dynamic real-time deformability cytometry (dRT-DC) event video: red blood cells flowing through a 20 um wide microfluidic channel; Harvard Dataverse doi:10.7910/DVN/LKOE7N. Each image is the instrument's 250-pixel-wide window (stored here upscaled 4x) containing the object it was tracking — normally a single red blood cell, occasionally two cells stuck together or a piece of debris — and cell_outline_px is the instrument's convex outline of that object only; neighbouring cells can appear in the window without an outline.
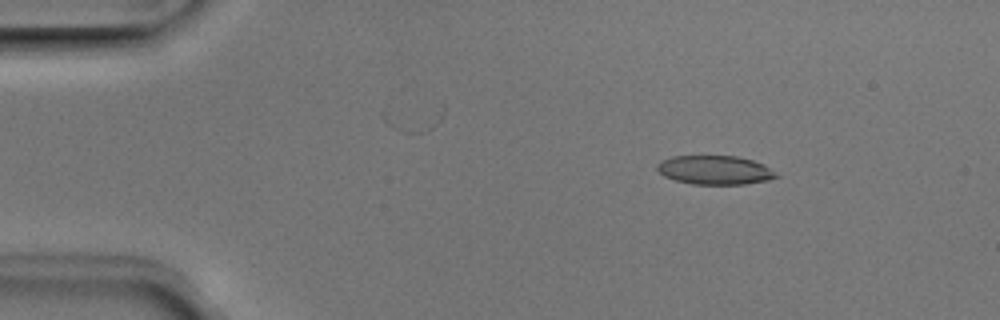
{"species": "Egyptian fruit bat (a non-hibernating species)", "species_latin": "Rousettus aegyptiacus", "temperature_condition": "room temperature", "stored_images_in_passage": 50, "camera_frame_rate_fps": 3000, "um_per_image_px": 0.085, "animal": {"sex": "male"}, "frame": {"image": 1, "passage_image": 7, "time_ms": 2.0, "image_size_px": [1000, 320], "cell_outline_px": [[780, 176], [768, 180], [744, 184], [692, 184], [676, 180], [664, 176], [656, 168], [656, 164], [660, 160], [672, 156], [736, 156], [752, 160], [764, 164], [776, 172]], "centroid_in_image_um": [60.76, 14.45], "position_along_channel_um": 24.2, "area_um2": 20.11}}
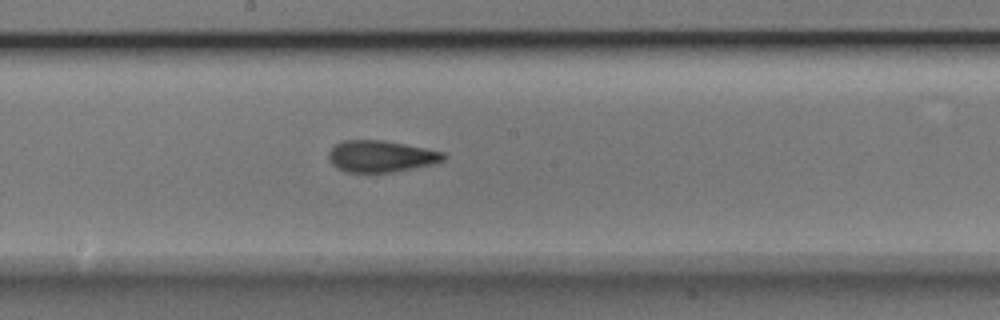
{"frame": {"image": 2, "passage_image": 27, "time_ms": 8.667, "image_size_px": [1000, 320], "cell_outline_px": [[448, 156], [444, 160], [432, 164], [392, 172], [344, 172], [336, 168], [332, 164], [328, 156], [328, 152], [336, 144], [344, 140], [384, 140], [444, 152]], "centroid_in_image_um": [32.37, 13.28], "position_along_channel_um": 215.8, "area_um2": 21.1}}
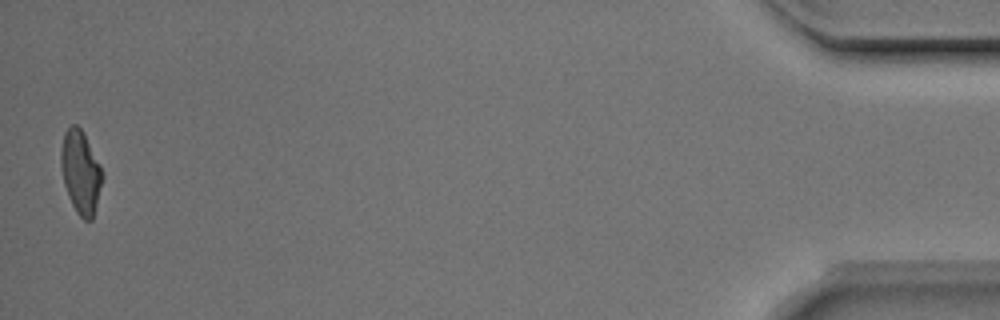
{"frame": {"image": 3, "passage_image": 50, "time_ms": 16.333, "image_size_px": [1000, 320], "cell_outline_px": [[104, 176], [92, 220], [84, 220], [76, 212], [68, 196], [64, 184], [60, 164], [60, 152], [64, 132], [72, 124], [76, 124], [80, 128], [100, 164]], "centroid_in_image_um": [6.84, 14.64], "position_along_channel_um": 428.4, "area_um2": 19.94}, "authors_computed_cell_mechanics": {"area_um2": 20.6057, "velocity_mm_per_s": 3.966, "shape_relaxation_time_tau1_ms": 7.6659, "shape_relaxation_time_tau2_ms": 1.9792, "deformation_change_tau1": 0.2035, "deformation_change_tau2": 0.0825}}